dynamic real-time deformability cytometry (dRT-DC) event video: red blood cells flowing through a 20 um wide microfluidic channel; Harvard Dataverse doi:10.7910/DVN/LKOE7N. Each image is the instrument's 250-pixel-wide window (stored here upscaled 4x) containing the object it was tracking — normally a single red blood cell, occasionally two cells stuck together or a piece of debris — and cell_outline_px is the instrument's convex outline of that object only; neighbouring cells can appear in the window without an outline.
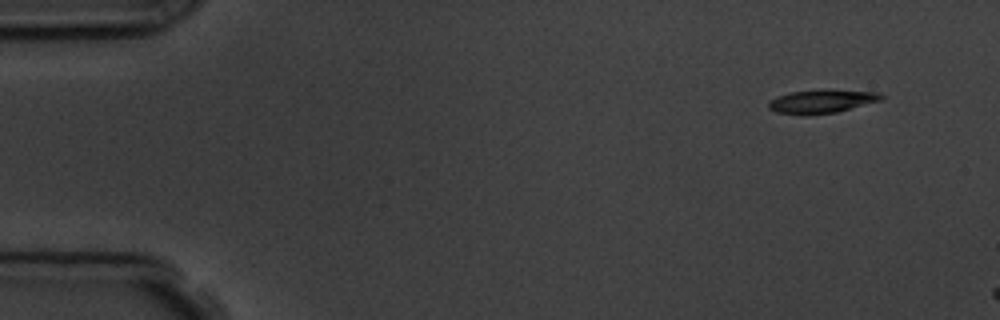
{"species": "common noctule bat (a hibernating species)", "species_latin": "Nyctalus noctula", "temperature_condition": "room temperature", "stored_images_in_passage": 3, "camera_frame_rate_fps": 3000, "um_per_image_px": 0.085, "animal": {"sex": "male", "body_mass_g": 19.5, "forearm_length_mm": 54.6}, "frame": {"image": 1, "passage_image": 1, "time_ms": 0.0, "image_size_px": [1000, 320], "cell_outline_px": [[884, 100], [836, 112], [776, 112], [768, 108], [768, 104], [772, 100], [780, 96], [792, 92], [876, 92], [884, 96]], "centroid_in_image_um": [69.92, 8.63], "position_along_channel_um": 15.1, "area_um2": 13.64}}